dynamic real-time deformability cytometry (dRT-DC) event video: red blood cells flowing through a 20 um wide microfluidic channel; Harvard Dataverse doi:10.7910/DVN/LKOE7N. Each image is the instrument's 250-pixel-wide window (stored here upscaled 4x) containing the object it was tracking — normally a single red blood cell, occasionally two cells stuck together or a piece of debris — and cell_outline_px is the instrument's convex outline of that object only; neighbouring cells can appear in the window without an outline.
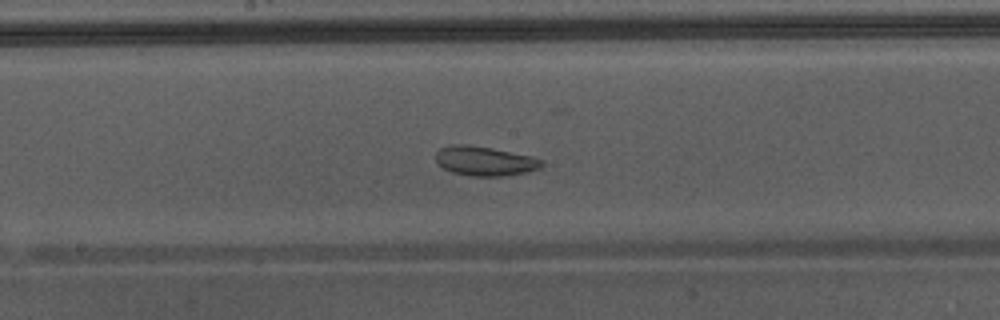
{"species": "Egyptian fruit bat (a non-hibernating species)", "species_latin": "Rousettus aegyptiacus", "temperature_condition": "warm", "stored_images_in_passage": 50, "camera_frame_rate_fps": 3000, "um_per_image_px": 0.085, "animal": {"sex": "male"}, "frame": {"image": 1, "passage_image": 29, "time_ms": 9.333, "image_size_px": [1000, 320], "cell_outline_px": [[544, 164], [540, 168], [528, 172], [504, 176], [468, 176], [452, 172], [444, 168], [436, 160], [436, 152], [440, 148], [452, 144], [464, 144], [492, 148], [532, 156], [544, 160]], "centroid_in_image_um": [41.24, 13.69], "position_along_channel_um": 207.0, "area_um2": 18.26}, "authors_computed_cell_mechanics": {"area_um2": 26.0389, "velocity_mm_per_s": 4.3565, "shape_relaxation_time_tau1_ms": null, "shape_relaxation_time_tau2_ms": 2.0041, "deformation_change_tau1": null, "deformation_change_tau2": 0.0824}}